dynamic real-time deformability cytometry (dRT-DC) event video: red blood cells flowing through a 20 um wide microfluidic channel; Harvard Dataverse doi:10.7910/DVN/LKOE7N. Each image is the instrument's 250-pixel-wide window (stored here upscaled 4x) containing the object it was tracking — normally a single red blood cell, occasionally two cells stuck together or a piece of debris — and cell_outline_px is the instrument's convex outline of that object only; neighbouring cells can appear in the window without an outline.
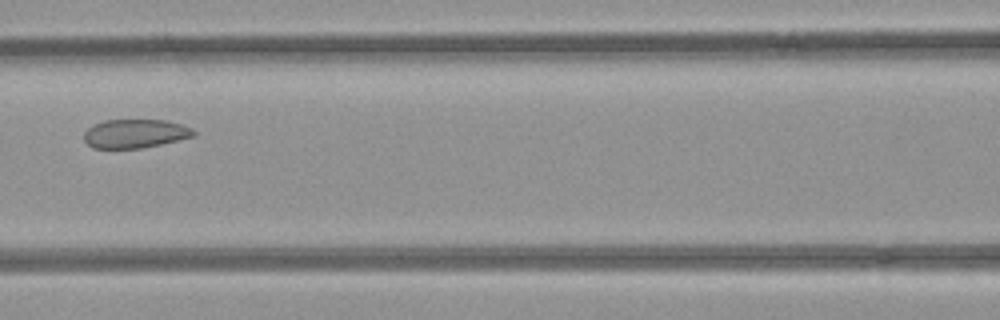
{"species": "common noctule bat (a hibernating species)", "species_latin": "Nyctalus noctula", "temperature_condition": "room temperature", "stored_images_in_passage": 7, "camera_frame_rate_fps": 3000, "um_per_image_px": 0.085, "animal": {"sex": "female", "body_mass_g": 21.9}, "frame": {"image": 1, "passage_image": 7, "time_ms": 2.0, "image_size_px": [1000, 320], "cell_outline_px": [[196, 136], [160, 144], [140, 148], [92, 148], [84, 140], [84, 132], [88, 128], [104, 120], [168, 120], [192, 128], [196, 132]], "centroid_in_image_um": [11.5, 11.35], "position_along_channel_um": 155.1, "area_um2": 18.32}}